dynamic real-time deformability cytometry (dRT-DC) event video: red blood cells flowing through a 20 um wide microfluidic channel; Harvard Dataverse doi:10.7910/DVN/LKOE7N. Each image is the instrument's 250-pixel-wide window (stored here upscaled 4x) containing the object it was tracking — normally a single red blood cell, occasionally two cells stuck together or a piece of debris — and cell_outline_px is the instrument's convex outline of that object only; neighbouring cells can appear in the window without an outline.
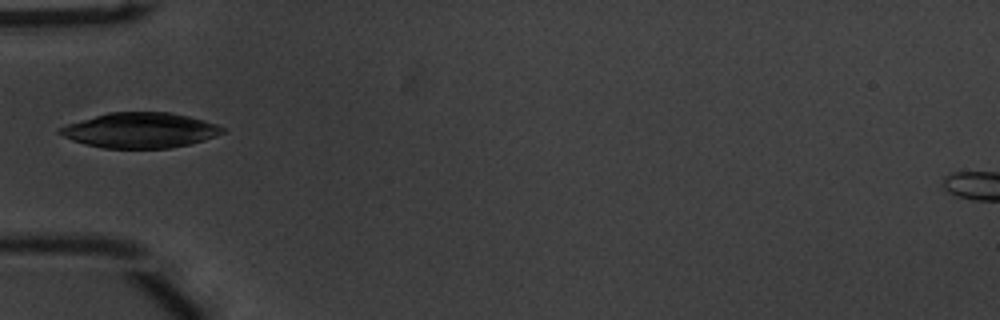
{"species": "common noctule bat (a hibernating species)", "species_latin": "Nyctalus noctula", "temperature_condition": "warm", "stored_images_in_passage": 36, "camera_frame_rate_fps": 3000, "um_per_image_px": 0.085, "animal": {"sex": "male", "body_mass_g": 20.1, "forearm_length_mm": 53.5}, "frame": {"image": 1, "passage_image": 1, "time_ms": 0.0, "image_size_px": [1000, 320], "cell_outline_px": [[228, 128], [224, 132], [216, 136], [204, 140], [188, 144], [168, 148], [104, 148], [84, 144], [72, 140], [56, 132], [56, 128], [68, 124], [108, 112], [168, 112], [188, 116], [204, 120]], "centroid_in_image_um": [11.91, 11.07], "position_along_channel_um": 73.1, "area_um2": 33.35}}
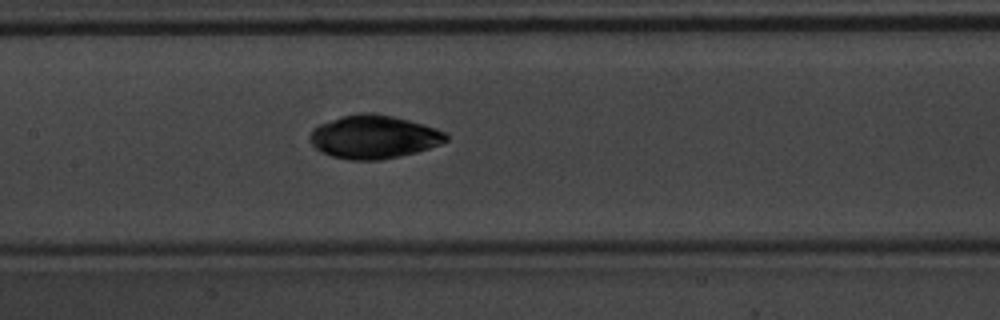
{"frame": {"image": 2, "passage_image": 9, "time_ms": 2.667, "image_size_px": [1000, 320], "cell_outline_px": [[448, 140], [440, 144], [416, 152], [380, 160], [348, 160], [332, 156], [320, 152], [308, 140], [308, 136], [312, 128], [320, 124], [344, 116], [360, 112], [372, 112], [392, 116], [424, 124], [436, 128], [444, 132], [448, 136]], "centroid_in_image_um": [31.74, 11.64], "position_along_channel_um": 175.7, "area_um2": 34.39}}
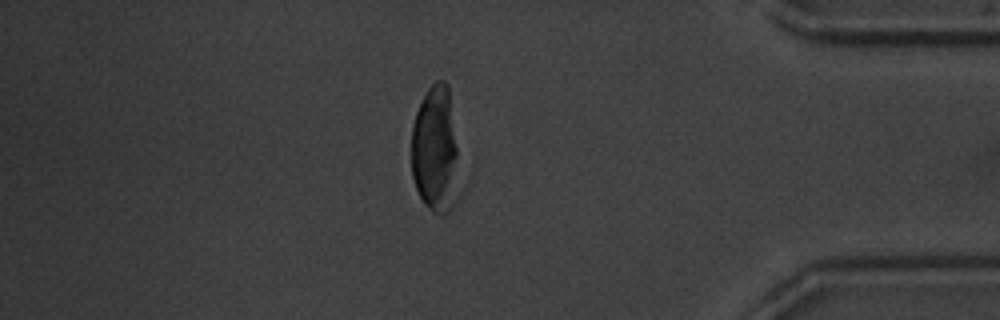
{"frame": {"image": 3, "passage_image": 29, "time_ms": 9.333, "image_size_px": [1000, 320], "cell_outline_px": [[456, 200], [452, 208], [444, 216], [440, 216], [432, 212], [424, 204], [416, 188], [412, 176], [412, 124], [416, 112], [428, 88], [436, 80], [444, 80], [448, 84], [456, 148]], "centroid_in_image_um": [36.97, 12.76], "position_along_channel_um": 398.2, "area_um2": 34.74}}